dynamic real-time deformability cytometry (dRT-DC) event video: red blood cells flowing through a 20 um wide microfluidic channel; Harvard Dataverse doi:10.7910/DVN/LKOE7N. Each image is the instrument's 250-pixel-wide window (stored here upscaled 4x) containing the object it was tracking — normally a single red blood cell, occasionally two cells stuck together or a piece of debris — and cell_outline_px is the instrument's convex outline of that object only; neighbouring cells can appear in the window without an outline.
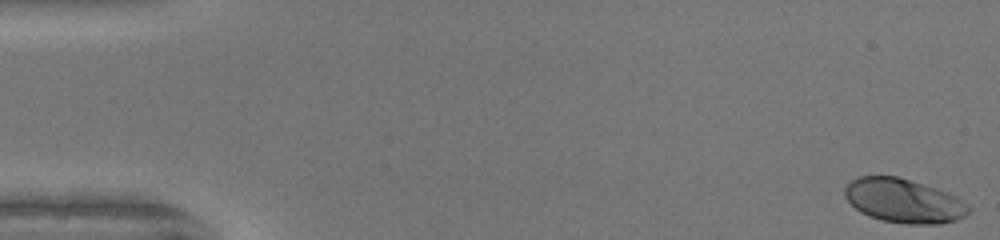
{"species": "human", "species_latin": "Homo sapiens", "temperature_condition": "warm", "stored_images_in_passage": 51, "camera_frame_rate_fps": 3000, "um_per_image_px": 0.085, "donor": {"sex": "female"}, "frame": {"image": 1, "passage_image": 1, "time_ms": 0.0, "image_size_px": [1000, 240], "cell_outline_px": [[972, 208], [964, 216], [956, 220], [940, 224], [908, 224], [880, 220], [868, 216], [860, 212], [844, 196], [844, 188], [852, 180], [860, 176], [896, 176], [936, 188], [948, 192], [956, 196], [968, 204]], "centroid_in_image_um": [76.83, 17.08], "position_along_channel_um": 8.2, "area_um2": 31.79}}
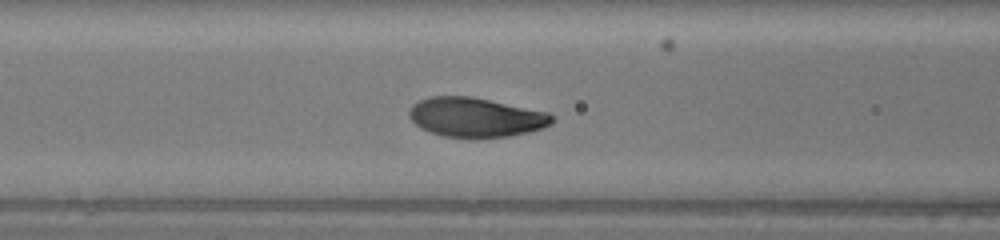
{"frame": {"image": 2, "passage_image": 21, "time_ms": 6.667, "image_size_px": [1000, 240], "cell_outline_px": [[556, 120], [552, 124], [544, 128], [528, 132], [508, 136], [472, 140], [444, 136], [420, 128], [408, 116], [408, 112], [412, 104], [428, 96], [472, 96], [548, 112], [556, 116]], "centroid_in_image_um": [40.47, 9.99], "position_along_channel_um": 126.1, "area_um2": 33.58}}
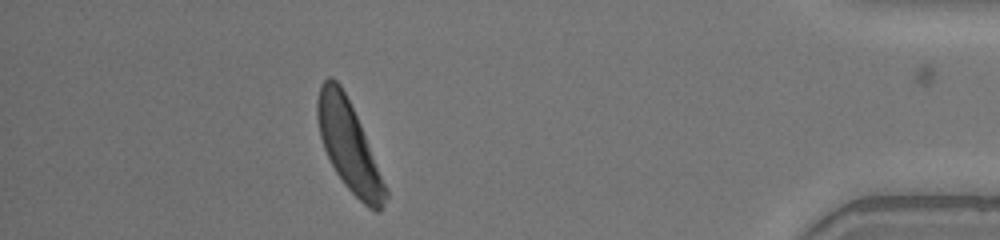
{"frame": {"image": 3, "passage_image": 45, "time_ms": 14.667, "image_size_px": [1000, 240], "cell_outline_px": [[388, 196], [380, 212], [376, 212], [368, 208], [344, 184], [336, 172], [324, 148], [320, 136], [316, 116], [316, 100], [320, 84], [328, 76], [332, 76], [340, 84], [360, 124], [388, 192]], "centroid_in_image_um": [29.62, 12.39], "position_along_channel_um": 405.6, "area_um2": 34.85}, "authors_computed_cell_mechanics": {"area_um2": 33.3506, "velocity_mm_per_s": 4.1265, "shape_relaxation_time_tau1_ms": 2.5914, "shape_relaxation_time_tau2_ms": null, "deformation_change_tau1": 0.172, "deformation_change_tau2": null}}